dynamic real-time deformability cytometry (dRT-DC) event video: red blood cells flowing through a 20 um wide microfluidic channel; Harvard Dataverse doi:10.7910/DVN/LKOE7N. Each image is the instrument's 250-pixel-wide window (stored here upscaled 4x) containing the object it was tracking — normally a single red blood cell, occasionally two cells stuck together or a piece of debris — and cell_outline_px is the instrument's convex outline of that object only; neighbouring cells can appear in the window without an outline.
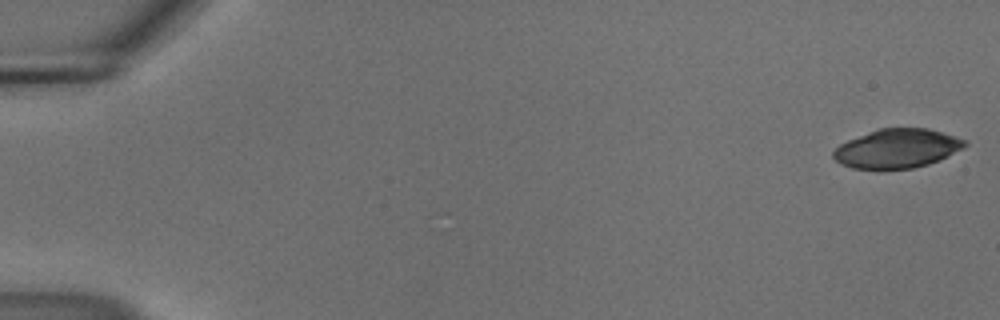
{"species": "common noctule bat (a hibernating species)", "species_latin": "Nyctalus noctula", "temperature_condition": "cold", "stored_images_in_passage": 54, "camera_frame_rate_fps": 3000, "um_per_image_px": 0.085, "animal": {"sex": "male", "body_mass_g": 18.8}, "frame": {"image": 1, "passage_image": 1, "time_ms": 0.0, "image_size_px": [1000, 320], "cell_outline_px": [[968, 144], [964, 148], [940, 160], [928, 164], [912, 168], [852, 168], [840, 164], [832, 156], [832, 152], [840, 144], [848, 140], [880, 128], [928, 128], [968, 140]], "centroid_in_image_um": [76.29, 12.61], "position_along_channel_um": 8.7, "area_um2": 29.77}}
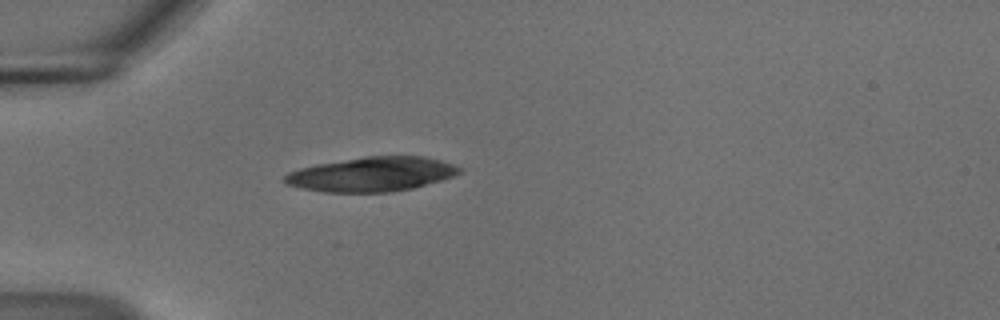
{"frame": {"image": 2, "passage_image": 16, "time_ms": 5.0, "image_size_px": [1000, 320], "cell_outline_px": [[460, 172], [452, 176], [440, 180], [412, 188], [392, 192], [324, 192], [300, 188], [284, 184], [284, 176], [288, 172], [300, 168], [316, 164], [364, 156], [424, 156], [440, 160], [452, 164], [460, 168]], "centroid_in_image_um": [31.54, 14.81], "position_along_channel_um": 53.5, "area_um2": 34.97}}